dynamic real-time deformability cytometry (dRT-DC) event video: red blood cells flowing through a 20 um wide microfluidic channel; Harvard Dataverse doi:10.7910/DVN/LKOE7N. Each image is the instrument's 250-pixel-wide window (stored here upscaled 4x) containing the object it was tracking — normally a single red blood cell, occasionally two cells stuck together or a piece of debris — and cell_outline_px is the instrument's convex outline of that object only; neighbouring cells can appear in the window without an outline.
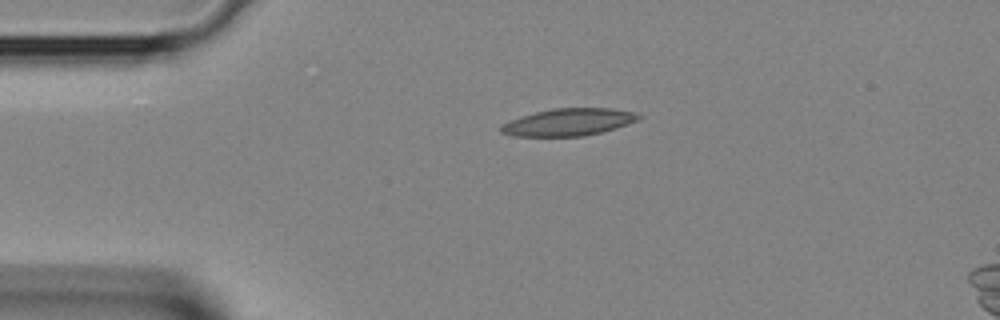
{"species": "Egyptian fruit bat (a non-hibernating species)", "species_latin": "Rousettus aegyptiacus", "temperature_condition": "room temperature", "stored_images_in_passage": 31, "camera_frame_rate_fps": 3000, "um_per_image_px": 0.085, "animal": {"sex": "female"}, "frame": {"image": 1, "passage_image": 1, "time_ms": 0.0, "image_size_px": [1000, 320], "cell_outline_px": [[644, 116], [636, 120], [616, 128], [584, 136], [512, 136], [500, 132], [500, 124], [508, 120], [520, 116], [552, 108], [612, 108], [636, 112]], "centroid_in_image_um": [48.29, 10.37], "position_along_channel_um": 36.7, "area_um2": 21.96}}
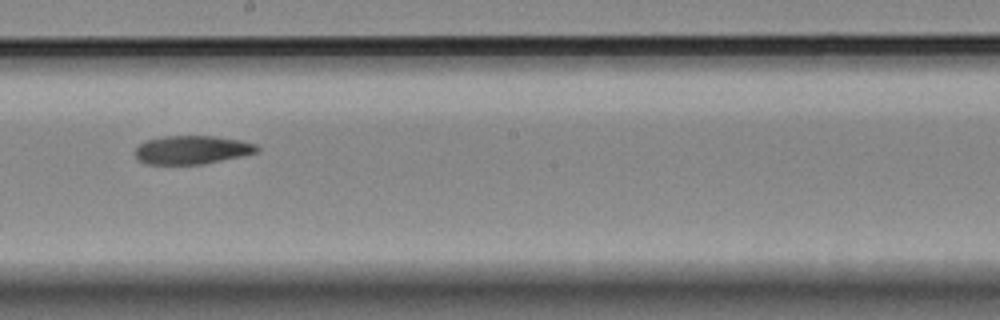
{"frame": {"image": 2, "passage_image": 14, "time_ms": 4.333, "image_size_px": [1000, 320], "cell_outline_px": [[260, 152], [244, 156], [204, 164], [144, 164], [136, 156], [136, 148], [144, 140], [164, 136], [216, 136], [240, 140], [256, 144], [260, 148]], "centroid_in_image_um": [16.37, 12.74], "position_along_channel_um": 231.8, "area_um2": 20.46}}
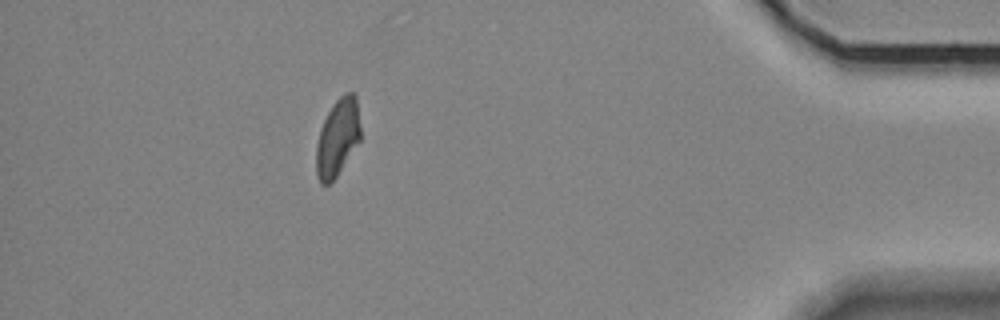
{"frame": {"image": 3, "passage_image": 27, "time_ms": 8.667, "image_size_px": [1000, 320], "cell_outline_px": [[360, 140], [336, 176], [328, 184], [320, 184], [316, 176], [316, 144], [320, 128], [328, 112], [336, 100], [340, 96], [348, 92], [352, 92], [356, 96], [360, 128]], "centroid_in_image_um": [28.67, 11.7], "position_along_channel_um": 406.5, "area_um2": 19.77}}